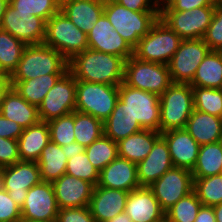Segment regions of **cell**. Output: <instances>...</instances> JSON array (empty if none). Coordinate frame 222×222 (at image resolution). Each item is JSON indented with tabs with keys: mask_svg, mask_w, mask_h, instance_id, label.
I'll return each mask as SVG.
<instances>
[{
	"mask_svg": "<svg viewBox=\"0 0 222 222\" xmlns=\"http://www.w3.org/2000/svg\"><path fill=\"white\" fill-rule=\"evenodd\" d=\"M124 63L119 56L88 48L68 61V71L76 80L119 85L124 81Z\"/></svg>",
	"mask_w": 222,
	"mask_h": 222,
	"instance_id": "1",
	"label": "cell"
},
{
	"mask_svg": "<svg viewBox=\"0 0 222 222\" xmlns=\"http://www.w3.org/2000/svg\"><path fill=\"white\" fill-rule=\"evenodd\" d=\"M68 60L57 50L43 44L26 45L9 81L34 79L46 74H64Z\"/></svg>",
	"mask_w": 222,
	"mask_h": 222,
	"instance_id": "2",
	"label": "cell"
},
{
	"mask_svg": "<svg viewBox=\"0 0 222 222\" xmlns=\"http://www.w3.org/2000/svg\"><path fill=\"white\" fill-rule=\"evenodd\" d=\"M193 110L192 86L189 83H172L160 95L159 132L185 128Z\"/></svg>",
	"mask_w": 222,
	"mask_h": 222,
	"instance_id": "3",
	"label": "cell"
},
{
	"mask_svg": "<svg viewBox=\"0 0 222 222\" xmlns=\"http://www.w3.org/2000/svg\"><path fill=\"white\" fill-rule=\"evenodd\" d=\"M104 14L133 49L159 19V12H137L115 1L105 3Z\"/></svg>",
	"mask_w": 222,
	"mask_h": 222,
	"instance_id": "4",
	"label": "cell"
},
{
	"mask_svg": "<svg viewBox=\"0 0 222 222\" xmlns=\"http://www.w3.org/2000/svg\"><path fill=\"white\" fill-rule=\"evenodd\" d=\"M182 40L159 18L150 31L140 38L133 56L141 61L168 65Z\"/></svg>",
	"mask_w": 222,
	"mask_h": 222,
	"instance_id": "5",
	"label": "cell"
},
{
	"mask_svg": "<svg viewBox=\"0 0 222 222\" xmlns=\"http://www.w3.org/2000/svg\"><path fill=\"white\" fill-rule=\"evenodd\" d=\"M75 111L89 114L104 122L119 98V85L76 80Z\"/></svg>",
	"mask_w": 222,
	"mask_h": 222,
	"instance_id": "6",
	"label": "cell"
},
{
	"mask_svg": "<svg viewBox=\"0 0 222 222\" xmlns=\"http://www.w3.org/2000/svg\"><path fill=\"white\" fill-rule=\"evenodd\" d=\"M126 85L160 96L171 84L169 67L157 62H146L131 56L124 63Z\"/></svg>",
	"mask_w": 222,
	"mask_h": 222,
	"instance_id": "7",
	"label": "cell"
},
{
	"mask_svg": "<svg viewBox=\"0 0 222 222\" xmlns=\"http://www.w3.org/2000/svg\"><path fill=\"white\" fill-rule=\"evenodd\" d=\"M44 44L60 52L68 61L88 49L87 34L76 27L61 11L46 22Z\"/></svg>",
	"mask_w": 222,
	"mask_h": 222,
	"instance_id": "8",
	"label": "cell"
},
{
	"mask_svg": "<svg viewBox=\"0 0 222 222\" xmlns=\"http://www.w3.org/2000/svg\"><path fill=\"white\" fill-rule=\"evenodd\" d=\"M119 99L142 129L159 132L160 96L157 94L132 88L124 82L119 84Z\"/></svg>",
	"mask_w": 222,
	"mask_h": 222,
	"instance_id": "9",
	"label": "cell"
},
{
	"mask_svg": "<svg viewBox=\"0 0 222 222\" xmlns=\"http://www.w3.org/2000/svg\"><path fill=\"white\" fill-rule=\"evenodd\" d=\"M215 6L187 11H159V18L183 40L200 39L210 25Z\"/></svg>",
	"mask_w": 222,
	"mask_h": 222,
	"instance_id": "10",
	"label": "cell"
},
{
	"mask_svg": "<svg viewBox=\"0 0 222 222\" xmlns=\"http://www.w3.org/2000/svg\"><path fill=\"white\" fill-rule=\"evenodd\" d=\"M76 79L65 72L45 95L38 106L40 121L49 122L75 111Z\"/></svg>",
	"mask_w": 222,
	"mask_h": 222,
	"instance_id": "11",
	"label": "cell"
},
{
	"mask_svg": "<svg viewBox=\"0 0 222 222\" xmlns=\"http://www.w3.org/2000/svg\"><path fill=\"white\" fill-rule=\"evenodd\" d=\"M209 51L203 38L182 40L168 64L172 83H190Z\"/></svg>",
	"mask_w": 222,
	"mask_h": 222,
	"instance_id": "12",
	"label": "cell"
},
{
	"mask_svg": "<svg viewBox=\"0 0 222 222\" xmlns=\"http://www.w3.org/2000/svg\"><path fill=\"white\" fill-rule=\"evenodd\" d=\"M149 188L158 200L161 209L166 212L193 191L192 172L184 168L172 167Z\"/></svg>",
	"mask_w": 222,
	"mask_h": 222,
	"instance_id": "13",
	"label": "cell"
},
{
	"mask_svg": "<svg viewBox=\"0 0 222 222\" xmlns=\"http://www.w3.org/2000/svg\"><path fill=\"white\" fill-rule=\"evenodd\" d=\"M0 29L9 32L26 45L43 44L46 35V21L30 13L17 12L8 4Z\"/></svg>",
	"mask_w": 222,
	"mask_h": 222,
	"instance_id": "14",
	"label": "cell"
},
{
	"mask_svg": "<svg viewBox=\"0 0 222 222\" xmlns=\"http://www.w3.org/2000/svg\"><path fill=\"white\" fill-rule=\"evenodd\" d=\"M3 189L22 207L28 190L42 179L37 162L19 161L2 168Z\"/></svg>",
	"mask_w": 222,
	"mask_h": 222,
	"instance_id": "15",
	"label": "cell"
},
{
	"mask_svg": "<svg viewBox=\"0 0 222 222\" xmlns=\"http://www.w3.org/2000/svg\"><path fill=\"white\" fill-rule=\"evenodd\" d=\"M58 211L51 182L41 181L28 190L21 207V218L39 222L55 221Z\"/></svg>",
	"mask_w": 222,
	"mask_h": 222,
	"instance_id": "16",
	"label": "cell"
},
{
	"mask_svg": "<svg viewBox=\"0 0 222 222\" xmlns=\"http://www.w3.org/2000/svg\"><path fill=\"white\" fill-rule=\"evenodd\" d=\"M88 48L121 57L124 61L134 55V49L114 29L103 13L87 33Z\"/></svg>",
	"mask_w": 222,
	"mask_h": 222,
	"instance_id": "17",
	"label": "cell"
},
{
	"mask_svg": "<svg viewBox=\"0 0 222 222\" xmlns=\"http://www.w3.org/2000/svg\"><path fill=\"white\" fill-rule=\"evenodd\" d=\"M51 184L59 209L89 205L94 188L91 183L65 173Z\"/></svg>",
	"mask_w": 222,
	"mask_h": 222,
	"instance_id": "18",
	"label": "cell"
},
{
	"mask_svg": "<svg viewBox=\"0 0 222 222\" xmlns=\"http://www.w3.org/2000/svg\"><path fill=\"white\" fill-rule=\"evenodd\" d=\"M125 213L132 222H165V212L152 190L146 186H140L129 192Z\"/></svg>",
	"mask_w": 222,
	"mask_h": 222,
	"instance_id": "19",
	"label": "cell"
},
{
	"mask_svg": "<svg viewBox=\"0 0 222 222\" xmlns=\"http://www.w3.org/2000/svg\"><path fill=\"white\" fill-rule=\"evenodd\" d=\"M129 192L100 187L93 188L88 205L90 213L96 222H106L116 215L125 212L126 200Z\"/></svg>",
	"mask_w": 222,
	"mask_h": 222,
	"instance_id": "20",
	"label": "cell"
},
{
	"mask_svg": "<svg viewBox=\"0 0 222 222\" xmlns=\"http://www.w3.org/2000/svg\"><path fill=\"white\" fill-rule=\"evenodd\" d=\"M161 137L168 145L173 167L192 171L197 161L200 145L185 128L163 132Z\"/></svg>",
	"mask_w": 222,
	"mask_h": 222,
	"instance_id": "21",
	"label": "cell"
},
{
	"mask_svg": "<svg viewBox=\"0 0 222 222\" xmlns=\"http://www.w3.org/2000/svg\"><path fill=\"white\" fill-rule=\"evenodd\" d=\"M137 176L140 186L149 187L173 167L166 141L160 137L145 159L138 162Z\"/></svg>",
	"mask_w": 222,
	"mask_h": 222,
	"instance_id": "22",
	"label": "cell"
},
{
	"mask_svg": "<svg viewBox=\"0 0 222 222\" xmlns=\"http://www.w3.org/2000/svg\"><path fill=\"white\" fill-rule=\"evenodd\" d=\"M97 185L127 192L139 188L136 163L118 156L99 172Z\"/></svg>",
	"mask_w": 222,
	"mask_h": 222,
	"instance_id": "23",
	"label": "cell"
},
{
	"mask_svg": "<svg viewBox=\"0 0 222 222\" xmlns=\"http://www.w3.org/2000/svg\"><path fill=\"white\" fill-rule=\"evenodd\" d=\"M104 6L99 0H61L60 11L87 34L104 13Z\"/></svg>",
	"mask_w": 222,
	"mask_h": 222,
	"instance_id": "24",
	"label": "cell"
},
{
	"mask_svg": "<svg viewBox=\"0 0 222 222\" xmlns=\"http://www.w3.org/2000/svg\"><path fill=\"white\" fill-rule=\"evenodd\" d=\"M0 114L15 121L24 129L40 121L38 107L28 103L12 87L4 93L0 104Z\"/></svg>",
	"mask_w": 222,
	"mask_h": 222,
	"instance_id": "25",
	"label": "cell"
},
{
	"mask_svg": "<svg viewBox=\"0 0 222 222\" xmlns=\"http://www.w3.org/2000/svg\"><path fill=\"white\" fill-rule=\"evenodd\" d=\"M185 130L201 146L221 141L222 119L218 116L193 110Z\"/></svg>",
	"mask_w": 222,
	"mask_h": 222,
	"instance_id": "26",
	"label": "cell"
},
{
	"mask_svg": "<svg viewBox=\"0 0 222 222\" xmlns=\"http://www.w3.org/2000/svg\"><path fill=\"white\" fill-rule=\"evenodd\" d=\"M49 142L50 132L47 122L39 121L37 124L24 129L17 139L21 161L37 162L42 150Z\"/></svg>",
	"mask_w": 222,
	"mask_h": 222,
	"instance_id": "27",
	"label": "cell"
},
{
	"mask_svg": "<svg viewBox=\"0 0 222 222\" xmlns=\"http://www.w3.org/2000/svg\"><path fill=\"white\" fill-rule=\"evenodd\" d=\"M141 130L137 119L133 118L126 104L118 98L114 110L103 122V134L117 143Z\"/></svg>",
	"mask_w": 222,
	"mask_h": 222,
	"instance_id": "28",
	"label": "cell"
},
{
	"mask_svg": "<svg viewBox=\"0 0 222 222\" xmlns=\"http://www.w3.org/2000/svg\"><path fill=\"white\" fill-rule=\"evenodd\" d=\"M161 133L142 129L117 142L118 156L138 163L146 158Z\"/></svg>",
	"mask_w": 222,
	"mask_h": 222,
	"instance_id": "29",
	"label": "cell"
},
{
	"mask_svg": "<svg viewBox=\"0 0 222 222\" xmlns=\"http://www.w3.org/2000/svg\"><path fill=\"white\" fill-rule=\"evenodd\" d=\"M63 74H46L34 79L23 81H9L12 87L28 103L37 107L42 103L45 95L55 85Z\"/></svg>",
	"mask_w": 222,
	"mask_h": 222,
	"instance_id": "30",
	"label": "cell"
},
{
	"mask_svg": "<svg viewBox=\"0 0 222 222\" xmlns=\"http://www.w3.org/2000/svg\"><path fill=\"white\" fill-rule=\"evenodd\" d=\"M191 86L222 89V55L210 50L198 66Z\"/></svg>",
	"mask_w": 222,
	"mask_h": 222,
	"instance_id": "31",
	"label": "cell"
},
{
	"mask_svg": "<svg viewBox=\"0 0 222 222\" xmlns=\"http://www.w3.org/2000/svg\"><path fill=\"white\" fill-rule=\"evenodd\" d=\"M67 161L62 147L50 141L37 161L42 181L53 182L65 174Z\"/></svg>",
	"mask_w": 222,
	"mask_h": 222,
	"instance_id": "32",
	"label": "cell"
},
{
	"mask_svg": "<svg viewBox=\"0 0 222 222\" xmlns=\"http://www.w3.org/2000/svg\"><path fill=\"white\" fill-rule=\"evenodd\" d=\"M191 172L193 179L222 174L221 141L200 146L196 164Z\"/></svg>",
	"mask_w": 222,
	"mask_h": 222,
	"instance_id": "33",
	"label": "cell"
},
{
	"mask_svg": "<svg viewBox=\"0 0 222 222\" xmlns=\"http://www.w3.org/2000/svg\"><path fill=\"white\" fill-rule=\"evenodd\" d=\"M26 44L0 29V71L10 77L16 70Z\"/></svg>",
	"mask_w": 222,
	"mask_h": 222,
	"instance_id": "34",
	"label": "cell"
},
{
	"mask_svg": "<svg viewBox=\"0 0 222 222\" xmlns=\"http://www.w3.org/2000/svg\"><path fill=\"white\" fill-rule=\"evenodd\" d=\"M75 141L84 148L103 135V122L92 115L74 111Z\"/></svg>",
	"mask_w": 222,
	"mask_h": 222,
	"instance_id": "35",
	"label": "cell"
},
{
	"mask_svg": "<svg viewBox=\"0 0 222 222\" xmlns=\"http://www.w3.org/2000/svg\"><path fill=\"white\" fill-rule=\"evenodd\" d=\"M88 160L100 172L118 157L117 143L104 134L85 148Z\"/></svg>",
	"mask_w": 222,
	"mask_h": 222,
	"instance_id": "36",
	"label": "cell"
},
{
	"mask_svg": "<svg viewBox=\"0 0 222 222\" xmlns=\"http://www.w3.org/2000/svg\"><path fill=\"white\" fill-rule=\"evenodd\" d=\"M193 191L202 206L213 207L222 203V174L193 179Z\"/></svg>",
	"mask_w": 222,
	"mask_h": 222,
	"instance_id": "37",
	"label": "cell"
},
{
	"mask_svg": "<svg viewBox=\"0 0 222 222\" xmlns=\"http://www.w3.org/2000/svg\"><path fill=\"white\" fill-rule=\"evenodd\" d=\"M202 203L194 191L165 212V222H194Z\"/></svg>",
	"mask_w": 222,
	"mask_h": 222,
	"instance_id": "38",
	"label": "cell"
},
{
	"mask_svg": "<svg viewBox=\"0 0 222 222\" xmlns=\"http://www.w3.org/2000/svg\"><path fill=\"white\" fill-rule=\"evenodd\" d=\"M194 109L215 115H222V89L192 86Z\"/></svg>",
	"mask_w": 222,
	"mask_h": 222,
	"instance_id": "39",
	"label": "cell"
},
{
	"mask_svg": "<svg viewBox=\"0 0 222 222\" xmlns=\"http://www.w3.org/2000/svg\"><path fill=\"white\" fill-rule=\"evenodd\" d=\"M61 0H9L17 12L30 13L41 17L46 22L60 11Z\"/></svg>",
	"mask_w": 222,
	"mask_h": 222,
	"instance_id": "40",
	"label": "cell"
},
{
	"mask_svg": "<svg viewBox=\"0 0 222 222\" xmlns=\"http://www.w3.org/2000/svg\"><path fill=\"white\" fill-rule=\"evenodd\" d=\"M50 132V141L63 147L76 142L74 135V111L47 122Z\"/></svg>",
	"mask_w": 222,
	"mask_h": 222,
	"instance_id": "41",
	"label": "cell"
},
{
	"mask_svg": "<svg viewBox=\"0 0 222 222\" xmlns=\"http://www.w3.org/2000/svg\"><path fill=\"white\" fill-rule=\"evenodd\" d=\"M66 174L91 183L94 187L99 182V171L88 160L84 152L70 156L67 161Z\"/></svg>",
	"mask_w": 222,
	"mask_h": 222,
	"instance_id": "42",
	"label": "cell"
},
{
	"mask_svg": "<svg viewBox=\"0 0 222 222\" xmlns=\"http://www.w3.org/2000/svg\"><path fill=\"white\" fill-rule=\"evenodd\" d=\"M210 50L219 51L222 48V0H218L210 22L203 37Z\"/></svg>",
	"mask_w": 222,
	"mask_h": 222,
	"instance_id": "43",
	"label": "cell"
},
{
	"mask_svg": "<svg viewBox=\"0 0 222 222\" xmlns=\"http://www.w3.org/2000/svg\"><path fill=\"white\" fill-rule=\"evenodd\" d=\"M21 208L4 189L0 191V222H18Z\"/></svg>",
	"mask_w": 222,
	"mask_h": 222,
	"instance_id": "44",
	"label": "cell"
},
{
	"mask_svg": "<svg viewBox=\"0 0 222 222\" xmlns=\"http://www.w3.org/2000/svg\"><path fill=\"white\" fill-rule=\"evenodd\" d=\"M217 1L218 0H165L160 3L159 11H187L203 6H215Z\"/></svg>",
	"mask_w": 222,
	"mask_h": 222,
	"instance_id": "45",
	"label": "cell"
},
{
	"mask_svg": "<svg viewBox=\"0 0 222 222\" xmlns=\"http://www.w3.org/2000/svg\"><path fill=\"white\" fill-rule=\"evenodd\" d=\"M21 161L17 140L0 137V168Z\"/></svg>",
	"mask_w": 222,
	"mask_h": 222,
	"instance_id": "46",
	"label": "cell"
},
{
	"mask_svg": "<svg viewBox=\"0 0 222 222\" xmlns=\"http://www.w3.org/2000/svg\"><path fill=\"white\" fill-rule=\"evenodd\" d=\"M57 222H96L87 207L59 209Z\"/></svg>",
	"mask_w": 222,
	"mask_h": 222,
	"instance_id": "47",
	"label": "cell"
},
{
	"mask_svg": "<svg viewBox=\"0 0 222 222\" xmlns=\"http://www.w3.org/2000/svg\"><path fill=\"white\" fill-rule=\"evenodd\" d=\"M115 2L137 12H159L160 9L157 0H116Z\"/></svg>",
	"mask_w": 222,
	"mask_h": 222,
	"instance_id": "48",
	"label": "cell"
},
{
	"mask_svg": "<svg viewBox=\"0 0 222 222\" xmlns=\"http://www.w3.org/2000/svg\"><path fill=\"white\" fill-rule=\"evenodd\" d=\"M23 131L24 128L18 123L0 114V137L17 140Z\"/></svg>",
	"mask_w": 222,
	"mask_h": 222,
	"instance_id": "49",
	"label": "cell"
},
{
	"mask_svg": "<svg viewBox=\"0 0 222 222\" xmlns=\"http://www.w3.org/2000/svg\"><path fill=\"white\" fill-rule=\"evenodd\" d=\"M194 222H216L215 213L213 207L202 206Z\"/></svg>",
	"mask_w": 222,
	"mask_h": 222,
	"instance_id": "50",
	"label": "cell"
},
{
	"mask_svg": "<svg viewBox=\"0 0 222 222\" xmlns=\"http://www.w3.org/2000/svg\"><path fill=\"white\" fill-rule=\"evenodd\" d=\"M62 151L64 152L66 158L70 159V156H74L76 154L84 152L85 148L77 142H72L66 146H63Z\"/></svg>",
	"mask_w": 222,
	"mask_h": 222,
	"instance_id": "51",
	"label": "cell"
},
{
	"mask_svg": "<svg viewBox=\"0 0 222 222\" xmlns=\"http://www.w3.org/2000/svg\"><path fill=\"white\" fill-rule=\"evenodd\" d=\"M9 87H10L9 77L5 76L0 71V104L4 93L8 90Z\"/></svg>",
	"mask_w": 222,
	"mask_h": 222,
	"instance_id": "52",
	"label": "cell"
},
{
	"mask_svg": "<svg viewBox=\"0 0 222 222\" xmlns=\"http://www.w3.org/2000/svg\"><path fill=\"white\" fill-rule=\"evenodd\" d=\"M106 222H132V220L125 212H123L116 215L114 218L107 220Z\"/></svg>",
	"mask_w": 222,
	"mask_h": 222,
	"instance_id": "53",
	"label": "cell"
},
{
	"mask_svg": "<svg viewBox=\"0 0 222 222\" xmlns=\"http://www.w3.org/2000/svg\"><path fill=\"white\" fill-rule=\"evenodd\" d=\"M213 210L216 217V222H222V203L213 206Z\"/></svg>",
	"mask_w": 222,
	"mask_h": 222,
	"instance_id": "54",
	"label": "cell"
},
{
	"mask_svg": "<svg viewBox=\"0 0 222 222\" xmlns=\"http://www.w3.org/2000/svg\"><path fill=\"white\" fill-rule=\"evenodd\" d=\"M8 4L9 0H0V24Z\"/></svg>",
	"mask_w": 222,
	"mask_h": 222,
	"instance_id": "55",
	"label": "cell"
},
{
	"mask_svg": "<svg viewBox=\"0 0 222 222\" xmlns=\"http://www.w3.org/2000/svg\"><path fill=\"white\" fill-rule=\"evenodd\" d=\"M3 190L2 168H0V191Z\"/></svg>",
	"mask_w": 222,
	"mask_h": 222,
	"instance_id": "56",
	"label": "cell"
},
{
	"mask_svg": "<svg viewBox=\"0 0 222 222\" xmlns=\"http://www.w3.org/2000/svg\"><path fill=\"white\" fill-rule=\"evenodd\" d=\"M18 222H39V221H33V220H28V219L21 218ZM48 222H57V221L55 220V221H48Z\"/></svg>",
	"mask_w": 222,
	"mask_h": 222,
	"instance_id": "57",
	"label": "cell"
},
{
	"mask_svg": "<svg viewBox=\"0 0 222 222\" xmlns=\"http://www.w3.org/2000/svg\"><path fill=\"white\" fill-rule=\"evenodd\" d=\"M99 1L105 4V3L113 2V1H116V0H99Z\"/></svg>",
	"mask_w": 222,
	"mask_h": 222,
	"instance_id": "58",
	"label": "cell"
},
{
	"mask_svg": "<svg viewBox=\"0 0 222 222\" xmlns=\"http://www.w3.org/2000/svg\"><path fill=\"white\" fill-rule=\"evenodd\" d=\"M165 0H157V2L160 4L162 2H164Z\"/></svg>",
	"mask_w": 222,
	"mask_h": 222,
	"instance_id": "59",
	"label": "cell"
}]
</instances>
